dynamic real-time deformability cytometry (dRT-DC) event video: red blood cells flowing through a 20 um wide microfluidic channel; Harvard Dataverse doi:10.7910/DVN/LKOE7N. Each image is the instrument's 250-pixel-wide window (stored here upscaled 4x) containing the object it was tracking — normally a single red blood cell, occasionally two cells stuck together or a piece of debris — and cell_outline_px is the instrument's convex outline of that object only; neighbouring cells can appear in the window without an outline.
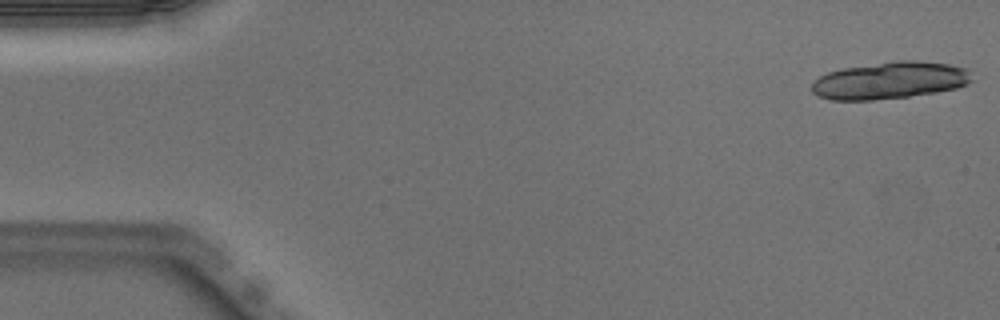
{"species": "Egyptian fruit bat (a non-hibernating species)", "species_latin": "Rousettus aegyptiacus", "temperature_condition": "warm", "stored_images_in_passage": 6, "camera_frame_rate_fps": 3000, "um_per_image_px": 0.085, "animal": {"sex": "male"}, "frame": {"image": 1, "passage_image": 1, "time_ms": 0.0, "image_size_px": [1000, 320], "cell_outline_px": [[972, 80], [968, 84], [956, 88], [936, 92], [908, 96], [872, 100], [828, 100], [812, 92], [812, 84], [820, 76], [828, 72], [840, 68], [896, 60], [916, 60], [948, 64], [968, 68]], "centroid_in_image_um": [75.64, 6.82], "position_along_channel_um": 9.4, "area_um2": 34.68}}